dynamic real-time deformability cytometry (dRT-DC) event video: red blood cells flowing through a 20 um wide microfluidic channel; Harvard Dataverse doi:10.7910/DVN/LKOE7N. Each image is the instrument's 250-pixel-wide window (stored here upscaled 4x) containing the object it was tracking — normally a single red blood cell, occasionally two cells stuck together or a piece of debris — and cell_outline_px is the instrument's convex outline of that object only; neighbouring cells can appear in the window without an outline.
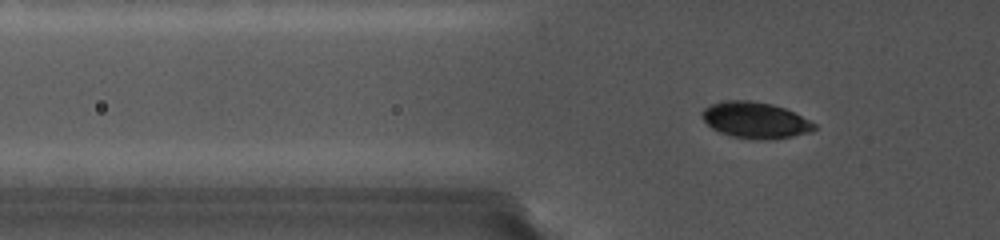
{"species": "common noctule bat (a hibernating species)", "species_latin": "Nyctalus noctula", "temperature_condition": "cold", "stored_images_in_passage": 44, "camera_frame_rate_fps": 5000, "um_per_image_px": 0.085, "animal": {"sex": "female", "body_mass_g": 19.0, "forearm_length_mm": 56.7}, "frame": {"image": 1, "passage_image": 14, "time_ms": 4.8, "image_size_px": [1000, 240], "cell_outline_px": [[816, 128], [812, 132], [792, 136], [764, 140], [760, 140], [732, 136], [720, 132], [712, 128], [704, 120], [700, 112], [704, 108], [712, 104], [728, 100], [748, 100], [772, 104], [784, 108], [816, 124]], "centroid_in_image_um": [64.19, 10.21], "position_along_channel_um": 61.6, "area_um2": 23.41}}
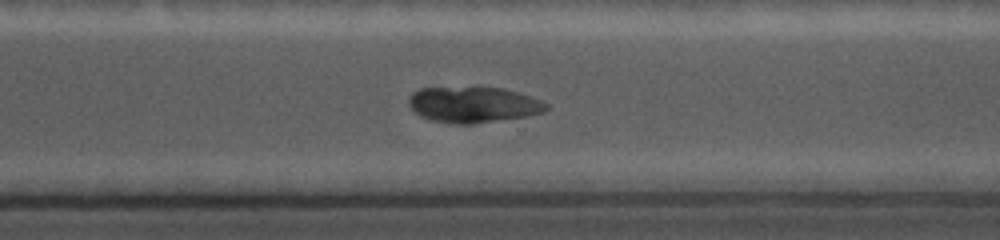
{"frame": {"image": 2, "passage_image": 35, "time_ms": 12.4, "image_size_px": [1000, 240], "cell_outline_px": [[548, 108], [544, 112], [528, 116], [472, 124], [456, 124], [432, 120], [420, 116], [408, 104], [408, 100], [412, 92], [420, 88], [500, 88], [516, 92], [540, 100], [548, 104]], "centroid_in_image_um": [40.22, 8.91], "position_along_channel_um": 330.4, "area_um2": 28.38}}
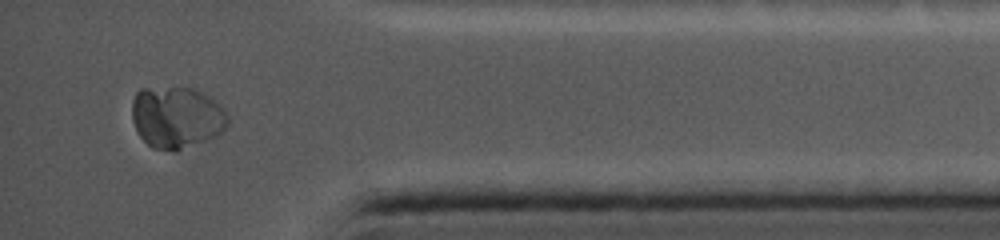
{"frame": {"image": 3, "passage_image": 42, "time_ms": 15.0, "image_size_px": [1000, 240], "cell_outline_px": [[228, 120], [224, 128], [216, 136], [176, 152], [152, 148], [140, 136], [132, 120], [132, 100], [136, 92], [140, 88], [196, 88], [216, 100], [220, 104], [228, 116]], "centroid_in_image_um": [15.0, 9.97], "position_along_channel_um": 420.2, "area_um2": 34.68}}